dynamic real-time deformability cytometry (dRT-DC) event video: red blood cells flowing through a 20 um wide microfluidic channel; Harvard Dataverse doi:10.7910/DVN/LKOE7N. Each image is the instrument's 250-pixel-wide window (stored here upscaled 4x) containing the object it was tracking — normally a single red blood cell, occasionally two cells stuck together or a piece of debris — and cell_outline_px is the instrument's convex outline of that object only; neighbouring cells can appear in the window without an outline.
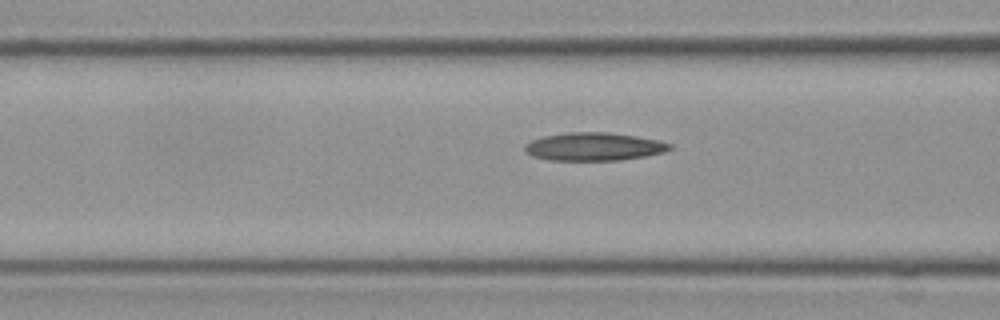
{"species": "Egyptian fruit bat (a non-hibernating species)", "species_latin": "Rousettus aegyptiacus", "temperature_condition": "cold", "stored_images_in_passage": 5, "camera_frame_rate_fps": 3000, "um_per_image_px": 0.085, "frame": {"image": 1, "passage_image": 5, "time_ms": 1.333, "image_size_px": [1000, 320], "cell_outline_px": [[672, 148], [664, 152], [644, 156], [620, 160], [548, 160], [532, 156], [524, 148], [524, 144], [532, 140], [544, 136], [568, 132], [608, 132], [636, 136], [660, 140], [672, 144]], "centroid_in_image_um": [50.5, 12.46], "position_along_channel_um": 116.1, "area_um2": 23.7}}